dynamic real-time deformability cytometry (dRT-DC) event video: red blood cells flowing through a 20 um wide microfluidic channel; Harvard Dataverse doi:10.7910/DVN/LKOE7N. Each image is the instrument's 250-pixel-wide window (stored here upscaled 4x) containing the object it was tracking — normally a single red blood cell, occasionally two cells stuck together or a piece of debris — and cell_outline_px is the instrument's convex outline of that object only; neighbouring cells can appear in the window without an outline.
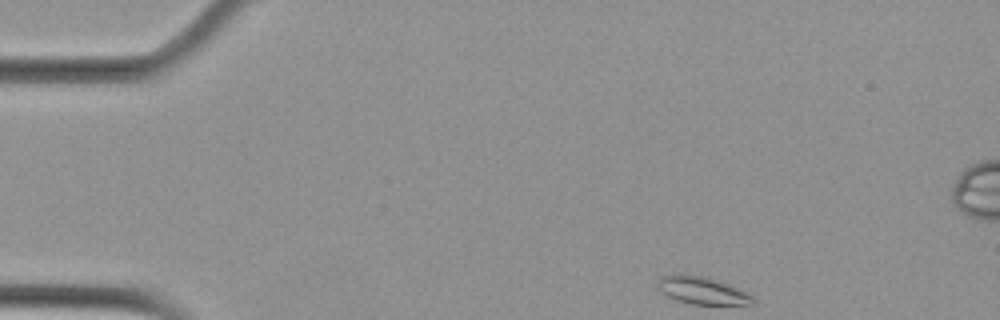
{"species": "Egyptian fruit bat (a non-hibernating species)", "species_latin": "Rousettus aegyptiacus", "temperature_condition": "cold", "stored_images_in_passage": 3, "camera_frame_rate_fps": 3000, "um_per_image_px": 0.085, "animal": {"sex": "female"}, "frame": {"image": 1, "passage_image": 1, "time_ms": 0.0, "image_size_px": [1000, 320], "cell_outline_px": [[756, 304], [692, 304], [676, 300], [668, 296], [656, 288], [656, 280], [660, 276], [672, 272], [684, 272], [708, 276], [748, 292], [756, 300]], "centroid_in_image_um": [59.62, 24.63], "position_along_channel_um": 25.4, "area_um2": 15.95}}